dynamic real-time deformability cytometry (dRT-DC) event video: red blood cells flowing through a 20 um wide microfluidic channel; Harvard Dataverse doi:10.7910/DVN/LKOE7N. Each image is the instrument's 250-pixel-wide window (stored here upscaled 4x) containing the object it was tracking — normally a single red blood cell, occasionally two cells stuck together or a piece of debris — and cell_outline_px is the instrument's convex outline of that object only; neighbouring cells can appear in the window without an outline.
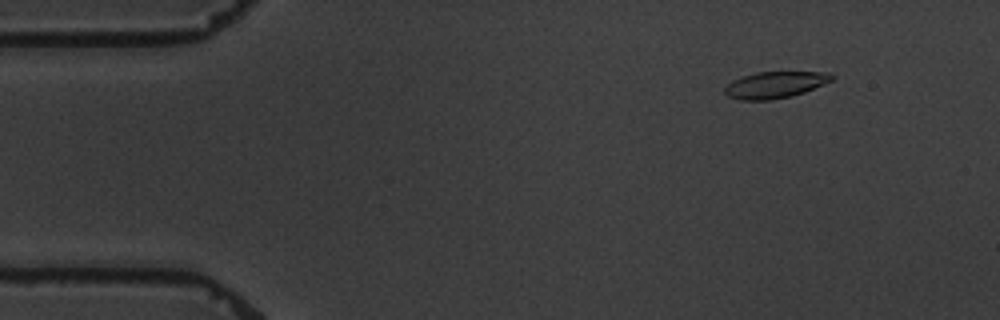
{"species": "common noctule bat (a hibernating species)", "species_latin": "Nyctalus noctula", "temperature_condition": "warm", "stored_images_in_passage": 8, "camera_frame_rate_fps": 3000, "um_per_image_px": 0.085, "animal": {"sex": "male", "body_mass_g": 19.5, "forearm_length_mm": 54.6}, "frame": {"image": 1, "passage_image": 2, "time_ms": 1.0, "image_size_px": [1000, 320], "cell_outline_px": [[836, 76], [832, 80], [804, 92], [792, 96], [768, 100], [740, 100], [728, 96], [724, 92], [724, 88], [732, 80], [756, 72], [828, 72]], "centroid_in_image_um": [65.87, 7.21], "position_along_channel_um": 19.1, "area_um2": 16.47}}
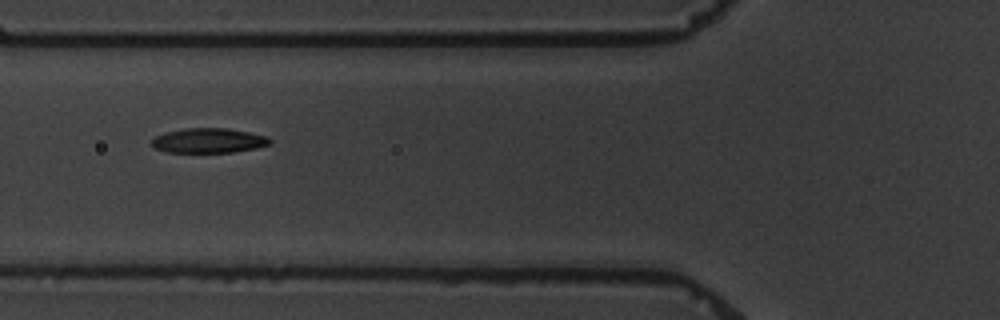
{"frame": {"image": 2, "passage_image": 6, "time_ms": 6.0, "image_size_px": [1000, 320], "cell_outline_px": [[272, 144], [256, 148], [232, 152], [168, 152], [156, 148], [152, 144], [152, 140], [156, 136], [168, 132], [184, 128], [228, 128], [268, 136], [272, 140]], "centroid_in_image_um": [17.8, 11.94], "position_along_channel_um": 108.0, "area_um2": 16.94}}
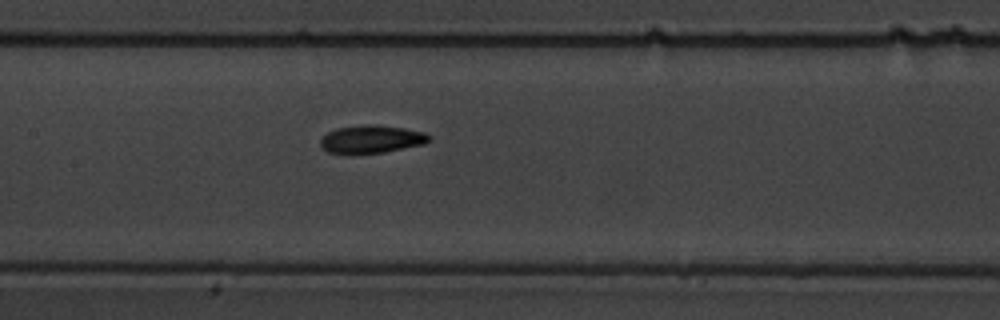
{"frame": {"image": 3, "passage_image": 8, "time_ms": 8.0, "image_size_px": [1000, 320], "cell_outline_px": [[432, 140], [424, 144], [384, 152], [328, 152], [320, 148], [320, 140], [328, 132], [336, 128], [364, 124], [376, 124], [404, 128], [424, 132], [432, 136]], "centroid_in_image_um": [31.61, 11.8], "position_along_channel_um": 175.8, "area_um2": 17.51}}